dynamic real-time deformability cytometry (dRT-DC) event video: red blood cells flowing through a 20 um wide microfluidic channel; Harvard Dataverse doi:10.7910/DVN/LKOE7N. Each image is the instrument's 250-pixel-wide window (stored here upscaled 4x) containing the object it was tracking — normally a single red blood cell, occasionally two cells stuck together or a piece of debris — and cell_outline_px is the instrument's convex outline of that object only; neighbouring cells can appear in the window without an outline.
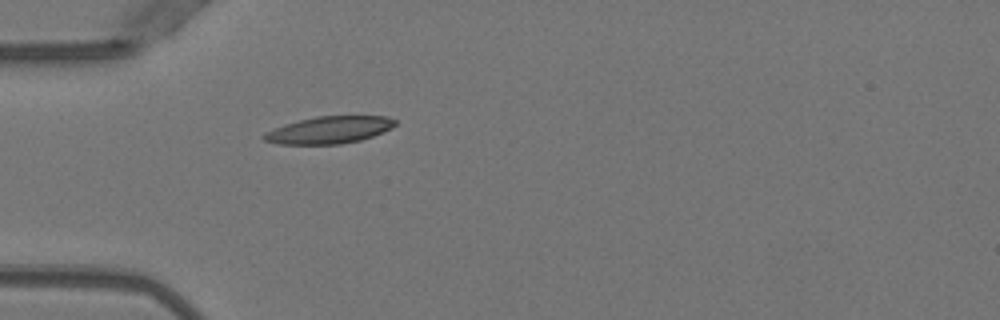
{"species": "Egyptian fruit bat (a non-hibernating species)", "species_latin": "Rousettus aegyptiacus", "temperature_condition": "warm", "stored_images_in_passage": 5, "camera_frame_rate_fps": 3000, "um_per_image_px": 0.085, "animal": {"sex": "female"}, "frame": {"image": 1, "passage_image": 5, "time_ms": 1.333, "image_size_px": [1000, 320], "cell_outline_px": [[396, 124], [392, 128], [372, 136], [360, 140], [340, 144], [276, 144], [264, 140], [260, 136], [264, 132], [284, 124], [316, 116], [388, 116], [396, 120]], "centroid_in_image_um": [27.95, 11.04], "position_along_channel_um": 57.0, "area_um2": 20.81}}